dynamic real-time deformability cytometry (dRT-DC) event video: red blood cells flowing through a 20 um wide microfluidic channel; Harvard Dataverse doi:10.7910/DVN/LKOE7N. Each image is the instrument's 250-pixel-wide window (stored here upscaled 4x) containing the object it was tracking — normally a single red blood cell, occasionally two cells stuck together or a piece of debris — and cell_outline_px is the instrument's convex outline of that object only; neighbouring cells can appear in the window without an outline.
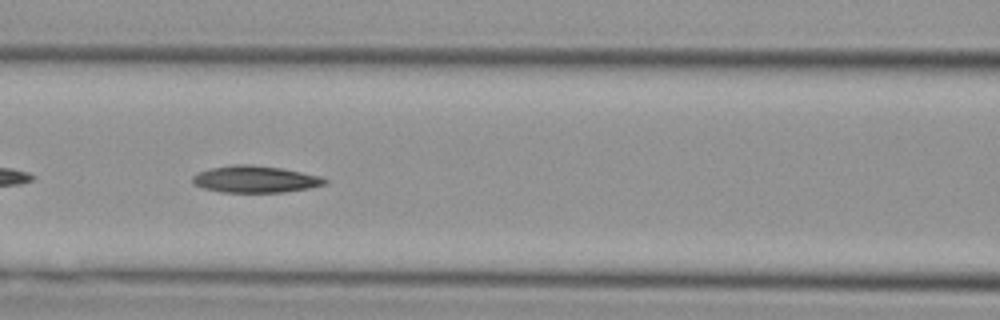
{"species": "Egyptian fruit bat (a non-hibernating species)", "species_latin": "Rousettus aegyptiacus", "temperature_condition": "cold", "stored_images_in_passage": 47, "camera_frame_rate_fps": 3000, "um_per_image_px": 0.085, "animal": {"sex": "female"}, "frame": {"image": 1, "passage_image": 19, "time_ms": 6.0, "image_size_px": [1000, 320], "cell_outline_px": [[328, 184], [308, 188], [284, 192], [220, 192], [204, 188], [192, 184], [192, 176], [196, 172], [208, 168], [232, 164], [248, 164], [280, 168], [320, 176], [328, 180]], "centroid_in_image_um": [21.64, 15.23], "position_along_channel_um": 145.0, "area_um2": 20.81}}
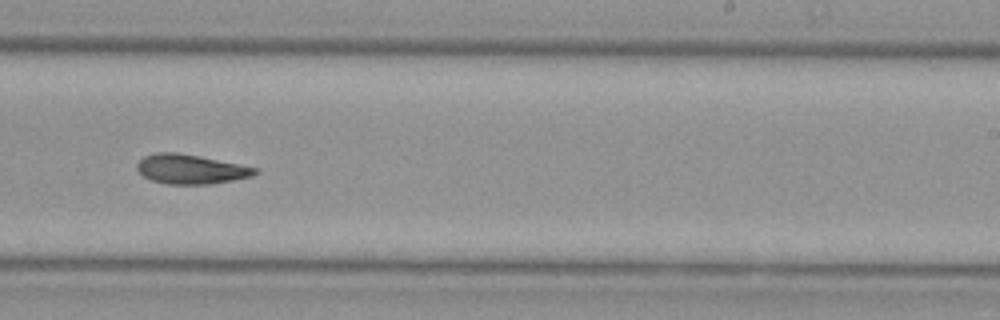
{"frame": {"image": 2, "passage_image": 28, "time_ms": 9.0, "image_size_px": [1000, 320], "cell_outline_px": [[260, 172], [252, 176], [212, 184], [168, 184], [152, 180], [144, 176], [136, 168], [136, 164], [144, 156], [156, 152], [176, 152], [260, 168]], "centroid_in_image_um": [16.23, 14.38], "position_along_channel_um": 272.8, "area_um2": 20.17}}
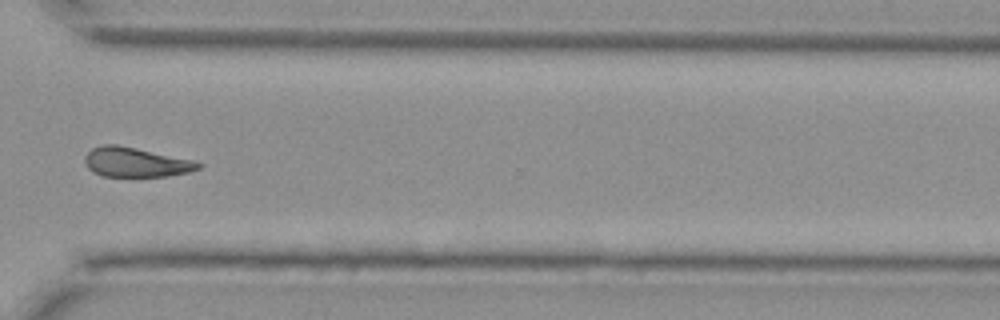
{"frame": {"image": 3, "passage_image": 34, "time_ms": 11.0, "image_size_px": [1000, 320], "cell_outline_px": [[204, 164], [200, 168], [188, 172], [168, 176], [104, 176], [92, 172], [88, 168], [84, 160], [84, 156], [92, 148], [104, 144], [116, 144], [136, 148], [192, 160]], "centroid_in_image_um": [11.52, 13.79], "position_along_channel_um": 359.1, "area_um2": 19.42}}